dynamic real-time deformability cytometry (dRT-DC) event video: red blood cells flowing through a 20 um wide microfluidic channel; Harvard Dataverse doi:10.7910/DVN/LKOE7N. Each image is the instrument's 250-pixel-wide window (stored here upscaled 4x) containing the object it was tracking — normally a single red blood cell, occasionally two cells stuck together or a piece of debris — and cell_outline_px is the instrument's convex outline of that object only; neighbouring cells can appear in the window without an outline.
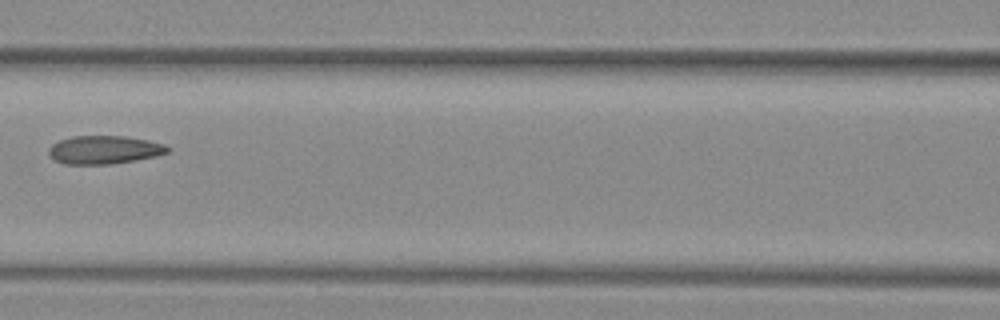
{"species": "common noctule bat (a hibernating species)", "species_latin": "Nyctalus noctula", "temperature_condition": "warm", "stored_images_in_passage": 9, "camera_frame_rate_fps": 3000, "um_per_image_px": 0.085, "animal": {"sex": "female", "body_mass_g": 29.2, "forearm_length_mm": 56.3}, "frame": {"image": 1, "passage_image": 7, "time_ms": 2.0, "image_size_px": [1000, 320], "cell_outline_px": [[172, 148], [168, 152], [156, 156], [136, 160], [112, 164], [64, 164], [56, 160], [48, 152], [48, 148], [52, 144], [60, 140], [72, 136], [124, 136], [148, 140], [164, 144]], "centroid_in_image_um": [8.88, 12.73], "position_along_channel_um": 157.7, "area_um2": 19.59}}
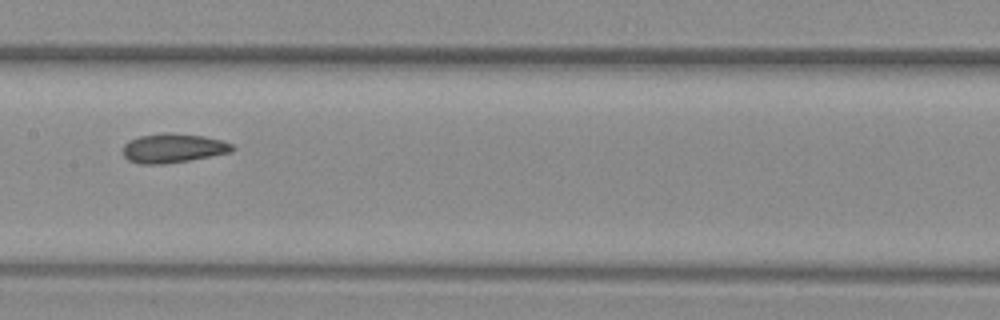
{"frame": {"image": 2, "passage_image": 8, "time_ms": 2.333, "image_size_px": [1000, 320], "cell_outline_px": [[236, 148], [232, 152], [188, 160], [164, 164], [140, 164], [128, 160], [124, 156], [124, 144], [128, 140], [140, 136], [164, 132], [168, 132], [204, 136], [224, 140], [232, 144]], "centroid_in_image_um": [14.73, 12.58], "position_along_channel_um": 192.7, "area_um2": 18.73}}
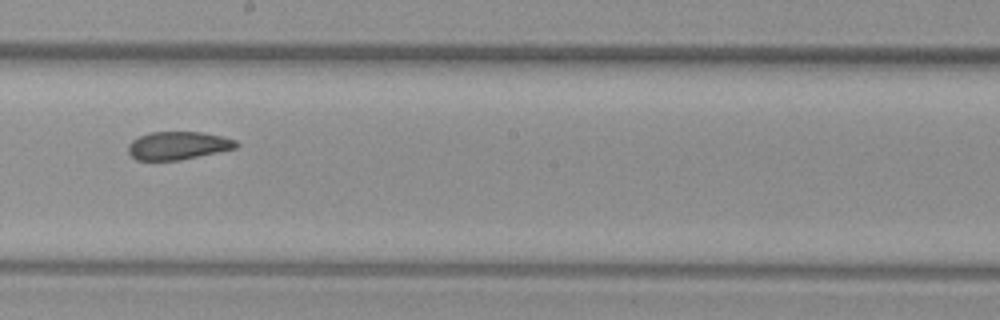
{"frame": {"image": 3, "passage_image": 9, "time_ms": 2.667, "image_size_px": [1000, 320], "cell_outline_px": [[240, 144], [236, 148], [220, 152], [180, 160], [136, 160], [128, 152], [128, 144], [132, 140], [140, 136], [152, 132], [200, 132], [220, 136], [236, 140]], "centroid_in_image_um": [15.14, 12.38], "position_along_channel_um": 233.1, "area_um2": 17.63}}